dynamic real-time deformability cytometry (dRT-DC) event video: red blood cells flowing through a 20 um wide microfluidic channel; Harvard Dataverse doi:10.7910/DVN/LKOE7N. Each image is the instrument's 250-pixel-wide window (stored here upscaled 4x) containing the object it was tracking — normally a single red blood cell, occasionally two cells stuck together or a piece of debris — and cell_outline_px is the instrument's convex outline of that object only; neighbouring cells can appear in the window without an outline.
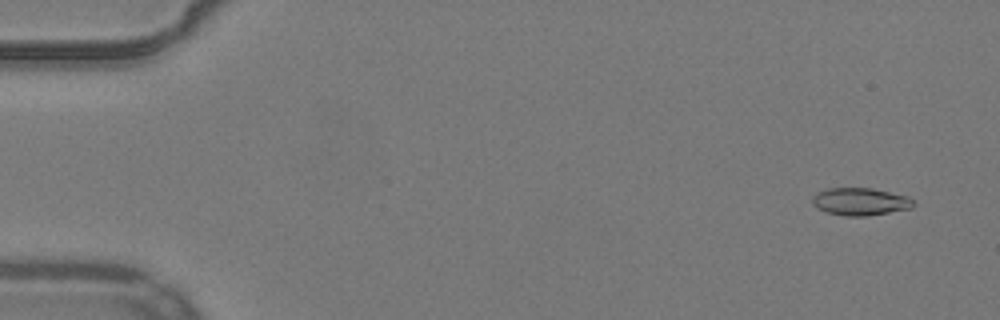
{"species": "common noctule bat (a hibernating species)", "species_latin": "Nyctalus noctula", "temperature_condition": "warm", "stored_images_in_passage": 11, "camera_frame_rate_fps": 3000, "um_per_image_px": 0.085, "animal": {"sex": "male", "body_mass_g": 19.2, "forearm_length_mm": 51.8}, "frame": {"image": 1, "passage_image": 1, "time_ms": 0.0, "image_size_px": [1000, 320], "cell_outline_px": [[916, 204], [912, 208], [868, 216], [844, 216], [824, 212], [816, 208], [812, 204], [812, 196], [816, 192], [828, 188], [872, 188], [908, 196]], "centroid_in_image_um": [73.09, 17.14], "position_along_channel_um": 11.9, "area_um2": 16.47}}